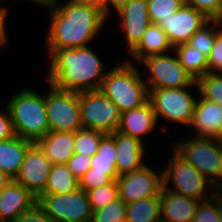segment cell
Here are the masks:
<instances>
[{"label":"cell","instance_id":"23","mask_svg":"<svg viewBox=\"0 0 222 222\" xmlns=\"http://www.w3.org/2000/svg\"><path fill=\"white\" fill-rule=\"evenodd\" d=\"M32 144L33 142L16 135L11 139L0 141V171L14 180L26 151Z\"/></svg>","mask_w":222,"mask_h":222},{"label":"cell","instance_id":"15","mask_svg":"<svg viewBox=\"0 0 222 222\" xmlns=\"http://www.w3.org/2000/svg\"><path fill=\"white\" fill-rule=\"evenodd\" d=\"M209 21L194 7L183 4L182 7L166 20H161L158 25L166 32L173 47L188 40Z\"/></svg>","mask_w":222,"mask_h":222},{"label":"cell","instance_id":"40","mask_svg":"<svg viewBox=\"0 0 222 222\" xmlns=\"http://www.w3.org/2000/svg\"><path fill=\"white\" fill-rule=\"evenodd\" d=\"M5 109V110H4ZM15 136L10 113L6 106L0 107V141L11 139Z\"/></svg>","mask_w":222,"mask_h":222},{"label":"cell","instance_id":"28","mask_svg":"<svg viewBox=\"0 0 222 222\" xmlns=\"http://www.w3.org/2000/svg\"><path fill=\"white\" fill-rule=\"evenodd\" d=\"M221 28V20H209L188 40L187 44L208 57L213 48L216 33Z\"/></svg>","mask_w":222,"mask_h":222},{"label":"cell","instance_id":"36","mask_svg":"<svg viewBox=\"0 0 222 222\" xmlns=\"http://www.w3.org/2000/svg\"><path fill=\"white\" fill-rule=\"evenodd\" d=\"M208 73H222V28L216 33L213 48L208 56Z\"/></svg>","mask_w":222,"mask_h":222},{"label":"cell","instance_id":"10","mask_svg":"<svg viewBox=\"0 0 222 222\" xmlns=\"http://www.w3.org/2000/svg\"><path fill=\"white\" fill-rule=\"evenodd\" d=\"M45 105L50 131L75 132L81 123L79 92L60 90L45 82Z\"/></svg>","mask_w":222,"mask_h":222},{"label":"cell","instance_id":"5","mask_svg":"<svg viewBox=\"0 0 222 222\" xmlns=\"http://www.w3.org/2000/svg\"><path fill=\"white\" fill-rule=\"evenodd\" d=\"M197 90V91H196ZM194 91V92H193ZM199 94L197 82L184 88H164L149 90V101L156 114L162 133L168 134V126H190L194 111L195 102ZM163 119V120H162ZM163 124H161V123ZM164 123H167V125ZM178 124V126H177ZM185 125V127H183ZM167 126V127H166Z\"/></svg>","mask_w":222,"mask_h":222},{"label":"cell","instance_id":"25","mask_svg":"<svg viewBox=\"0 0 222 222\" xmlns=\"http://www.w3.org/2000/svg\"><path fill=\"white\" fill-rule=\"evenodd\" d=\"M116 153L115 138L111 134H105L100 140L97 153L91 157L90 165L93 171L105 172L108 176H118Z\"/></svg>","mask_w":222,"mask_h":222},{"label":"cell","instance_id":"42","mask_svg":"<svg viewBox=\"0 0 222 222\" xmlns=\"http://www.w3.org/2000/svg\"><path fill=\"white\" fill-rule=\"evenodd\" d=\"M128 0H103L102 12L104 16L109 20L114 17L113 13H117Z\"/></svg>","mask_w":222,"mask_h":222},{"label":"cell","instance_id":"43","mask_svg":"<svg viewBox=\"0 0 222 222\" xmlns=\"http://www.w3.org/2000/svg\"><path fill=\"white\" fill-rule=\"evenodd\" d=\"M209 200L215 205L218 216L221 218L222 222V189H215Z\"/></svg>","mask_w":222,"mask_h":222},{"label":"cell","instance_id":"20","mask_svg":"<svg viewBox=\"0 0 222 222\" xmlns=\"http://www.w3.org/2000/svg\"><path fill=\"white\" fill-rule=\"evenodd\" d=\"M162 222H190L201 201L165 189L160 192Z\"/></svg>","mask_w":222,"mask_h":222},{"label":"cell","instance_id":"45","mask_svg":"<svg viewBox=\"0 0 222 222\" xmlns=\"http://www.w3.org/2000/svg\"><path fill=\"white\" fill-rule=\"evenodd\" d=\"M13 179L0 171V193L4 190V188L12 181Z\"/></svg>","mask_w":222,"mask_h":222},{"label":"cell","instance_id":"30","mask_svg":"<svg viewBox=\"0 0 222 222\" xmlns=\"http://www.w3.org/2000/svg\"><path fill=\"white\" fill-rule=\"evenodd\" d=\"M196 82L203 98L222 106V73H206Z\"/></svg>","mask_w":222,"mask_h":222},{"label":"cell","instance_id":"6","mask_svg":"<svg viewBox=\"0 0 222 222\" xmlns=\"http://www.w3.org/2000/svg\"><path fill=\"white\" fill-rule=\"evenodd\" d=\"M169 141L171 139L162 143V145L167 143L173 150L170 151L169 148L167 150L168 157L163 156L164 160L160 159L163 170V187L174 193L199 201L209 200L215 190L214 184L184 159L168 143ZM169 151L172 152L171 155Z\"/></svg>","mask_w":222,"mask_h":222},{"label":"cell","instance_id":"13","mask_svg":"<svg viewBox=\"0 0 222 222\" xmlns=\"http://www.w3.org/2000/svg\"><path fill=\"white\" fill-rule=\"evenodd\" d=\"M119 20L117 29L122 32V39L126 44L128 55L141 41L144 33L151 24L147 8V0H128L126 4L115 14ZM124 36V37H123Z\"/></svg>","mask_w":222,"mask_h":222},{"label":"cell","instance_id":"38","mask_svg":"<svg viewBox=\"0 0 222 222\" xmlns=\"http://www.w3.org/2000/svg\"><path fill=\"white\" fill-rule=\"evenodd\" d=\"M90 161L91 157L88 155L74 153L66 165L73 175L80 179L91 168Z\"/></svg>","mask_w":222,"mask_h":222},{"label":"cell","instance_id":"35","mask_svg":"<svg viewBox=\"0 0 222 222\" xmlns=\"http://www.w3.org/2000/svg\"><path fill=\"white\" fill-rule=\"evenodd\" d=\"M184 3L194 7L209 20L222 19V0H184Z\"/></svg>","mask_w":222,"mask_h":222},{"label":"cell","instance_id":"8","mask_svg":"<svg viewBox=\"0 0 222 222\" xmlns=\"http://www.w3.org/2000/svg\"><path fill=\"white\" fill-rule=\"evenodd\" d=\"M137 65L146 69L144 71L140 70L148 91L152 89L184 88L196 82L181 65L174 50L165 54L147 56L140 60Z\"/></svg>","mask_w":222,"mask_h":222},{"label":"cell","instance_id":"2","mask_svg":"<svg viewBox=\"0 0 222 222\" xmlns=\"http://www.w3.org/2000/svg\"><path fill=\"white\" fill-rule=\"evenodd\" d=\"M93 46L45 50L49 63L45 80L57 89L66 91L100 90L110 69ZM108 66H106V65Z\"/></svg>","mask_w":222,"mask_h":222},{"label":"cell","instance_id":"26","mask_svg":"<svg viewBox=\"0 0 222 222\" xmlns=\"http://www.w3.org/2000/svg\"><path fill=\"white\" fill-rule=\"evenodd\" d=\"M79 188V179L68 169L66 164H53L47 185L41 194H64Z\"/></svg>","mask_w":222,"mask_h":222},{"label":"cell","instance_id":"33","mask_svg":"<svg viewBox=\"0 0 222 222\" xmlns=\"http://www.w3.org/2000/svg\"><path fill=\"white\" fill-rule=\"evenodd\" d=\"M92 211L105 207L119 197L118 185L106 184L86 191Z\"/></svg>","mask_w":222,"mask_h":222},{"label":"cell","instance_id":"44","mask_svg":"<svg viewBox=\"0 0 222 222\" xmlns=\"http://www.w3.org/2000/svg\"><path fill=\"white\" fill-rule=\"evenodd\" d=\"M48 1H62V0H48ZM63 2L90 5L102 10L103 0H64Z\"/></svg>","mask_w":222,"mask_h":222},{"label":"cell","instance_id":"29","mask_svg":"<svg viewBox=\"0 0 222 222\" xmlns=\"http://www.w3.org/2000/svg\"><path fill=\"white\" fill-rule=\"evenodd\" d=\"M105 133L97 130L80 129L74 132V153L92 157L97 153L100 140Z\"/></svg>","mask_w":222,"mask_h":222},{"label":"cell","instance_id":"41","mask_svg":"<svg viewBox=\"0 0 222 222\" xmlns=\"http://www.w3.org/2000/svg\"><path fill=\"white\" fill-rule=\"evenodd\" d=\"M11 10L8 9V4L5 6L0 7V49H5V46H8L9 43V33L7 32V28H9L6 24L8 21V18L10 17L11 13L9 14ZM9 16V17H8ZM8 33V34H7ZM8 36V37H7Z\"/></svg>","mask_w":222,"mask_h":222},{"label":"cell","instance_id":"16","mask_svg":"<svg viewBox=\"0 0 222 222\" xmlns=\"http://www.w3.org/2000/svg\"><path fill=\"white\" fill-rule=\"evenodd\" d=\"M187 130L191 136L222 139V106L198 94Z\"/></svg>","mask_w":222,"mask_h":222},{"label":"cell","instance_id":"22","mask_svg":"<svg viewBox=\"0 0 222 222\" xmlns=\"http://www.w3.org/2000/svg\"><path fill=\"white\" fill-rule=\"evenodd\" d=\"M36 144L51 164H67L74 154V132L49 131Z\"/></svg>","mask_w":222,"mask_h":222},{"label":"cell","instance_id":"32","mask_svg":"<svg viewBox=\"0 0 222 222\" xmlns=\"http://www.w3.org/2000/svg\"><path fill=\"white\" fill-rule=\"evenodd\" d=\"M91 222H126V203L120 198L93 211Z\"/></svg>","mask_w":222,"mask_h":222},{"label":"cell","instance_id":"46","mask_svg":"<svg viewBox=\"0 0 222 222\" xmlns=\"http://www.w3.org/2000/svg\"><path fill=\"white\" fill-rule=\"evenodd\" d=\"M220 154H221V170H220V176L219 180L214 184L215 189H222V139H220Z\"/></svg>","mask_w":222,"mask_h":222},{"label":"cell","instance_id":"12","mask_svg":"<svg viewBox=\"0 0 222 222\" xmlns=\"http://www.w3.org/2000/svg\"><path fill=\"white\" fill-rule=\"evenodd\" d=\"M154 165L148 161L141 169L117 177L119 197L126 204L160 194L163 188V170L161 163L158 167L155 165V168Z\"/></svg>","mask_w":222,"mask_h":222},{"label":"cell","instance_id":"17","mask_svg":"<svg viewBox=\"0 0 222 222\" xmlns=\"http://www.w3.org/2000/svg\"><path fill=\"white\" fill-rule=\"evenodd\" d=\"M111 135L115 138V145L117 148L116 170L118 176L141 169L147 164L148 157H153L150 154L149 156L147 155L150 151L147 149L150 143H142L139 139L119 131H115L111 133Z\"/></svg>","mask_w":222,"mask_h":222},{"label":"cell","instance_id":"47","mask_svg":"<svg viewBox=\"0 0 222 222\" xmlns=\"http://www.w3.org/2000/svg\"><path fill=\"white\" fill-rule=\"evenodd\" d=\"M3 1V3L6 1V0H1ZM8 1V0H7ZM25 1V0H24ZM27 1V0H26ZM48 0H28L27 3L31 2V3H35V4H38V6H41L43 7V5L47 2Z\"/></svg>","mask_w":222,"mask_h":222},{"label":"cell","instance_id":"18","mask_svg":"<svg viewBox=\"0 0 222 222\" xmlns=\"http://www.w3.org/2000/svg\"><path fill=\"white\" fill-rule=\"evenodd\" d=\"M158 127L160 130L156 114L153 111L151 102L148 100L138 108L121 113L120 125L117 131L137 138L146 144L145 140H148L147 138L150 137V134L154 133L156 136L159 131Z\"/></svg>","mask_w":222,"mask_h":222},{"label":"cell","instance_id":"7","mask_svg":"<svg viewBox=\"0 0 222 222\" xmlns=\"http://www.w3.org/2000/svg\"><path fill=\"white\" fill-rule=\"evenodd\" d=\"M179 135L185 137L179 136L176 139L172 137L173 141L170 145L203 176L215 184L219 180L221 170L220 139L184 135L182 132Z\"/></svg>","mask_w":222,"mask_h":222},{"label":"cell","instance_id":"39","mask_svg":"<svg viewBox=\"0 0 222 222\" xmlns=\"http://www.w3.org/2000/svg\"><path fill=\"white\" fill-rule=\"evenodd\" d=\"M15 222H54L36 203L30 210L22 213Z\"/></svg>","mask_w":222,"mask_h":222},{"label":"cell","instance_id":"34","mask_svg":"<svg viewBox=\"0 0 222 222\" xmlns=\"http://www.w3.org/2000/svg\"><path fill=\"white\" fill-rule=\"evenodd\" d=\"M118 176H108L105 172L93 171L90 168L79 179V188L85 192L90 189L101 187L106 184H115Z\"/></svg>","mask_w":222,"mask_h":222},{"label":"cell","instance_id":"19","mask_svg":"<svg viewBox=\"0 0 222 222\" xmlns=\"http://www.w3.org/2000/svg\"><path fill=\"white\" fill-rule=\"evenodd\" d=\"M37 203L35 197L21 184L12 180L0 193V222H15Z\"/></svg>","mask_w":222,"mask_h":222},{"label":"cell","instance_id":"11","mask_svg":"<svg viewBox=\"0 0 222 222\" xmlns=\"http://www.w3.org/2000/svg\"><path fill=\"white\" fill-rule=\"evenodd\" d=\"M37 204L54 222H91L93 211L87 193L78 188L64 194H40Z\"/></svg>","mask_w":222,"mask_h":222},{"label":"cell","instance_id":"24","mask_svg":"<svg viewBox=\"0 0 222 222\" xmlns=\"http://www.w3.org/2000/svg\"><path fill=\"white\" fill-rule=\"evenodd\" d=\"M160 194L126 204V222H162Z\"/></svg>","mask_w":222,"mask_h":222},{"label":"cell","instance_id":"21","mask_svg":"<svg viewBox=\"0 0 222 222\" xmlns=\"http://www.w3.org/2000/svg\"><path fill=\"white\" fill-rule=\"evenodd\" d=\"M173 50L166 32L158 24L151 23L139 44L128 54L130 59H124L137 64L147 56L165 54Z\"/></svg>","mask_w":222,"mask_h":222},{"label":"cell","instance_id":"9","mask_svg":"<svg viewBox=\"0 0 222 222\" xmlns=\"http://www.w3.org/2000/svg\"><path fill=\"white\" fill-rule=\"evenodd\" d=\"M81 123L84 129L111 134L118 130L121 113L101 91L79 92Z\"/></svg>","mask_w":222,"mask_h":222},{"label":"cell","instance_id":"31","mask_svg":"<svg viewBox=\"0 0 222 222\" xmlns=\"http://www.w3.org/2000/svg\"><path fill=\"white\" fill-rule=\"evenodd\" d=\"M184 4V0H147V8L151 23L158 24L176 13Z\"/></svg>","mask_w":222,"mask_h":222},{"label":"cell","instance_id":"4","mask_svg":"<svg viewBox=\"0 0 222 222\" xmlns=\"http://www.w3.org/2000/svg\"><path fill=\"white\" fill-rule=\"evenodd\" d=\"M137 64L119 60L110 66L100 90L118 107L120 113L138 108L149 100V91Z\"/></svg>","mask_w":222,"mask_h":222},{"label":"cell","instance_id":"1","mask_svg":"<svg viewBox=\"0 0 222 222\" xmlns=\"http://www.w3.org/2000/svg\"><path fill=\"white\" fill-rule=\"evenodd\" d=\"M48 30L44 50H59L89 46L105 29L108 19L101 9L62 1H47Z\"/></svg>","mask_w":222,"mask_h":222},{"label":"cell","instance_id":"3","mask_svg":"<svg viewBox=\"0 0 222 222\" xmlns=\"http://www.w3.org/2000/svg\"><path fill=\"white\" fill-rule=\"evenodd\" d=\"M39 91L24 87L9 94L11 96L4 101L11 116L15 135L33 143L50 131L45 94Z\"/></svg>","mask_w":222,"mask_h":222},{"label":"cell","instance_id":"14","mask_svg":"<svg viewBox=\"0 0 222 222\" xmlns=\"http://www.w3.org/2000/svg\"><path fill=\"white\" fill-rule=\"evenodd\" d=\"M52 164L40 147L33 143L26 151L23 163L14 181L38 197L47 185Z\"/></svg>","mask_w":222,"mask_h":222},{"label":"cell","instance_id":"37","mask_svg":"<svg viewBox=\"0 0 222 222\" xmlns=\"http://www.w3.org/2000/svg\"><path fill=\"white\" fill-rule=\"evenodd\" d=\"M193 222H221L215 205L210 201H201L197 207Z\"/></svg>","mask_w":222,"mask_h":222},{"label":"cell","instance_id":"27","mask_svg":"<svg viewBox=\"0 0 222 222\" xmlns=\"http://www.w3.org/2000/svg\"><path fill=\"white\" fill-rule=\"evenodd\" d=\"M181 65L197 81L208 73V57L191 48L187 43H181L174 47Z\"/></svg>","mask_w":222,"mask_h":222}]
</instances>
